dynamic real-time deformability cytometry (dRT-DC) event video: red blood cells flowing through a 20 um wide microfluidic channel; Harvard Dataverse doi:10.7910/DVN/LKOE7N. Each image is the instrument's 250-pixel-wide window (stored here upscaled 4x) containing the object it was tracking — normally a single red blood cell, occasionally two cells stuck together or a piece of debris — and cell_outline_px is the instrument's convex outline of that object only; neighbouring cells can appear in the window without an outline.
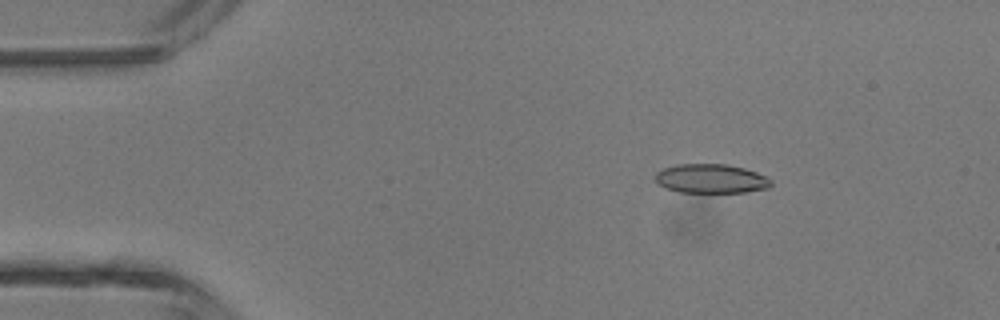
{"species": "common noctule bat (a hibernating species)", "species_latin": "Nyctalus noctula", "temperature_condition": "room temperature", "stored_images_in_passage": 4, "camera_frame_rate_fps": 3000, "um_per_image_px": 0.085, "animal": {"sex": "male", "body_mass_g": 13.3}, "frame": {"image": 1, "passage_image": 2, "time_ms": 1.333, "image_size_px": [1000, 320], "cell_outline_px": [[772, 184], [768, 188], [744, 192], [680, 192], [664, 188], [656, 184], [656, 172], [664, 168], [676, 164], [728, 164], [744, 168], [756, 172], [772, 180]], "centroid_in_image_um": [60.41, 15.18], "position_along_channel_um": 24.6, "area_um2": 19.71}}